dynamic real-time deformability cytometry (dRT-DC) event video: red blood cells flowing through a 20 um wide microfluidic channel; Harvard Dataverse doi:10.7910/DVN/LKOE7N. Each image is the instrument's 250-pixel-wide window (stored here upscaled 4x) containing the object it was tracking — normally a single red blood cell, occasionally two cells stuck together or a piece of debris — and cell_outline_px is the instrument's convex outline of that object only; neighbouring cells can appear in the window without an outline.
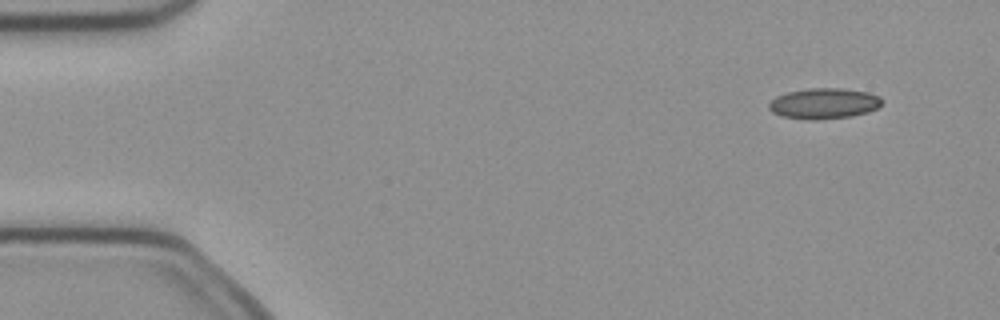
{"species": "common noctule bat (a hibernating species)", "species_latin": "Nyctalus noctula", "temperature_condition": "cold", "stored_images_in_passage": 5, "camera_frame_rate_fps": 3000, "um_per_image_px": 0.085, "animal": {"sex": "female", "body_mass_g": 21.9}, "frame": {"image": 1, "passage_image": 1, "time_ms": 0.0, "image_size_px": [1000, 320], "cell_outline_px": [[884, 100], [876, 108], [868, 112], [852, 116], [816, 120], [812, 120], [780, 116], [772, 112], [768, 108], [768, 104], [776, 96], [788, 92], [808, 88], [844, 88], [868, 92], [880, 96]], "centroid_in_image_um": [70.04, 8.79], "position_along_channel_um": 15.0, "area_um2": 20.35}}
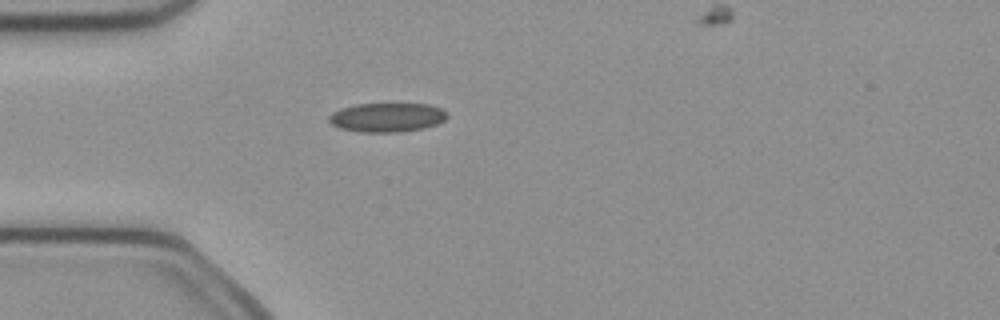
{"frame": {"image": 2, "passage_image": 4, "time_ms": 1.0, "image_size_px": [1000, 320], "cell_outline_px": [[448, 116], [444, 120], [436, 124], [424, 128], [400, 132], [360, 132], [340, 128], [332, 124], [328, 120], [328, 116], [332, 112], [340, 108], [356, 104], [428, 104], [440, 108], [448, 112]], "centroid_in_image_um": [32.89, 9.98], "position_along_channel_um": 52.1, "area_um2": 20.11}}